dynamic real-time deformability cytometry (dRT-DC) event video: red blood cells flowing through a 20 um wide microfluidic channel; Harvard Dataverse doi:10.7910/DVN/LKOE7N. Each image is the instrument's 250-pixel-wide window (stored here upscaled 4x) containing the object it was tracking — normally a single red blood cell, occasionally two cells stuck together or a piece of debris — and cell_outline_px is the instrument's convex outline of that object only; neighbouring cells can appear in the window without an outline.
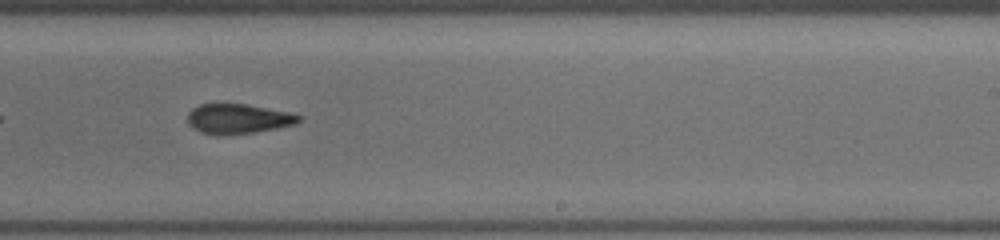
{"species": "common noctule bat (a hibernating species)", "species_latin": "Nyctalus noctula", "temperature_condition": "cold", "stored_images_in_passage": 40, "camera_frame_rate_fps": 3000, "um_per_image_px": 0.085, "animal": {"sex": "female", "body_mass_g": 19.5, "forearm_length_mm": 54.1}, "frame": {"image": 1, "passage_image": 34, "time_ms": 11.0, "image_size_px": [1000, 240], "cell_outline_px": [[300, 120], [292, 124], [276, 128], [252, 132], [200, 132], [188, 120], [188, 112], [192, 108], [200, 104], [248, 104], [288, 112], [300, 116]], "centroid_in_image_um": [20.26, 10.04], "position_along_channel_um": 268.7, "area_um2": 18.21}}